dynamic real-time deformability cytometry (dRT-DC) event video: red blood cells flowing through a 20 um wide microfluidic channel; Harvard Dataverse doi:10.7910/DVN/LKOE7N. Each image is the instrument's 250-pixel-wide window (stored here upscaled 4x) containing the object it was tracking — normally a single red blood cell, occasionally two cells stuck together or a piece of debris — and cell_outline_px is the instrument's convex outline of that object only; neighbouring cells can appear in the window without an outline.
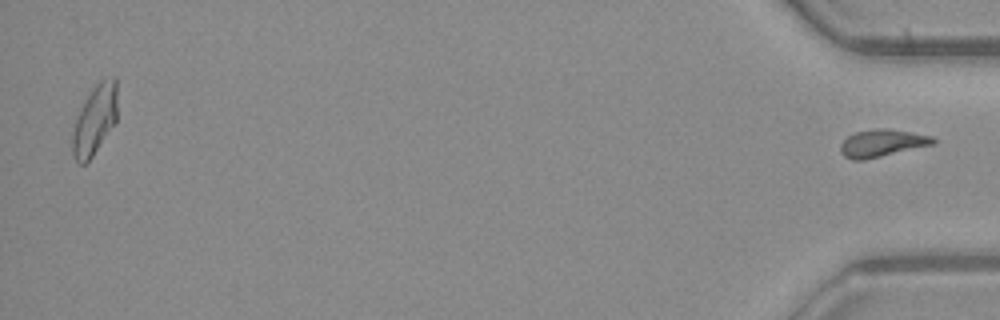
{"species": "common noctule bat (a hibernating species)", "species_latin": "Nyctalus noctula", "temperature_condition": "warm", "stored_images_in_passage": 49, "segment_of_instrument_passage": [2, 2], "camera_frame_rate_fps": 3000, "um_per_image_px": 0.085, "animal": {"sex": "male", "body_mass_g": 23.1, "forearm_length_mm": 52.7}, "frame": {"image": 1, "passage_image": 49, "time_ms": 16.0, "image_size_px": [1000, 320], "cell_outline_px": [[936, 144], [864, 160], [852, 160], [844, 156], [840, 152], [840, 144], [848, 136], [856, 132], [876, 128], [884, 128], [932, 136], [936, 140]], "centroid_in_image_um": [74.97, 12.18], "position_along_channel_um": 360.2, "area_um2": 14.74}}